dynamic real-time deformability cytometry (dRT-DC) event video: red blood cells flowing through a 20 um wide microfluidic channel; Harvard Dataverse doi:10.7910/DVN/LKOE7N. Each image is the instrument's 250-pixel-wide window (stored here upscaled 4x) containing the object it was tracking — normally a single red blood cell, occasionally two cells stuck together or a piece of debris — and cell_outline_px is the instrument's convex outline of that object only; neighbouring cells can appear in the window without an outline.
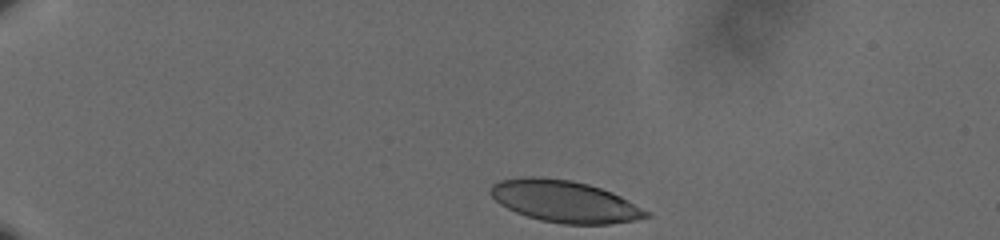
{"species": "human", "species_latin": "Homo sapiens", "temperature_condition": "cold", "stored_images_in_passage": 12, "segment_of_instrument_passage": [1, 2], "camera_frame_rate_fps": 3000, "um_per_image_px": 0.085, "donor": {"sex": "male"}, "frame": {"image": 1, "passage_image": 1, "time_ms": 0.0, "image_size_px": [1000, 240], "cell_outline_px": [[652, 216], [636, 220], [608, 224], [564, 224], [540, 220], [516, 212], [500, 204], [488, 192], [492, 184], [500, 180], [520, 176], [540, 176], [572, 180], [588, 184], [612, 192], [652, 212]], "centroid_in_image_um": [48.01, 17.11], "position_along_channel_um": 37.0, "area_um2": 38.21}}
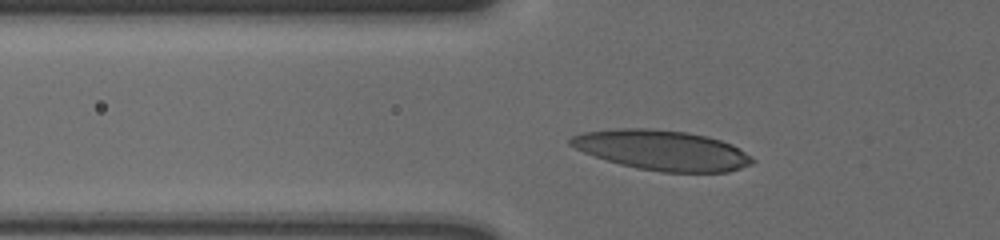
{"frame": {"image": 2, "passage_image": 10, "time_ms": 3.0, "image_size_px": [1000, 240], "cell_outline_px": [[756, 160], [752, 164], [728, 172], [660, 172], [636, 168], [620, 164], [584, 152], [568, 144], [568, 140], [572, 136], [584, 132], [616, 128], [648, 128], [688, 132], [708, 136], [732, 144], [752, 156]], "centroid_in_image_um": [56.3, 12.76], "position_along_channel_um": 69.5, "area_um2": 42.48}}